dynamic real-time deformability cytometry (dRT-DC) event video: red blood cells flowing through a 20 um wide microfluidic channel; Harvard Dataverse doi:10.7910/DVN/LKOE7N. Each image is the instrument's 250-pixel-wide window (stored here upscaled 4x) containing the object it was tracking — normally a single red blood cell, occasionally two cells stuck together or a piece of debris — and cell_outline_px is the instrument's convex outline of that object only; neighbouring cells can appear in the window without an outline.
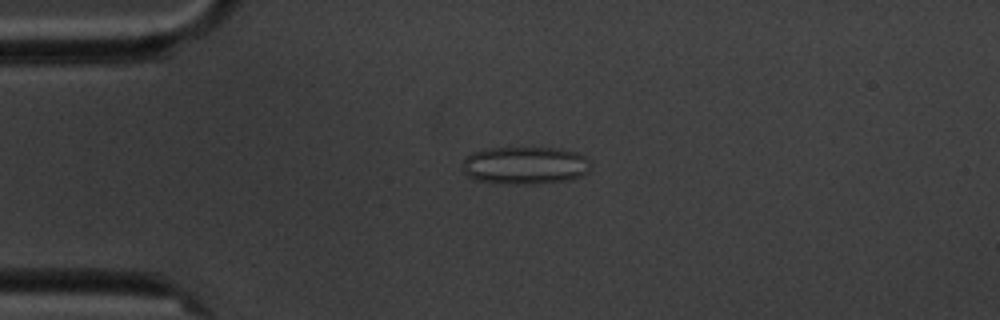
{"species": "common noctule bat (a hibernating species)", "species_latin": "Nyctalus noctula", "temperature_condition": "cold", "stored_images_in_passage": 5, "camera_frame_rate_fps": 3000, "um_per_image_px": 0.085, "animal": {"sex": "male", "body_mass_g": 20.1, "forearm_length_mm": 53.5}, "frame": {"image": 1, "passage_image": 4, "time_ms": 3.667, "image_size_px": [1000, 320], "cell_outline_px": [[588, 172], [572, 180], [536, 184], [516, 184], [476, 180], [468, 176], [460, 168], [464, 160], [472, 152], [488, 148], [560, 148], [576, 152], [584, 156], [588, 160]], "centroid_in_image_um": [44.62, 14.06], "position_along_channel_um": 40.4, "area_um2": 28.21}}